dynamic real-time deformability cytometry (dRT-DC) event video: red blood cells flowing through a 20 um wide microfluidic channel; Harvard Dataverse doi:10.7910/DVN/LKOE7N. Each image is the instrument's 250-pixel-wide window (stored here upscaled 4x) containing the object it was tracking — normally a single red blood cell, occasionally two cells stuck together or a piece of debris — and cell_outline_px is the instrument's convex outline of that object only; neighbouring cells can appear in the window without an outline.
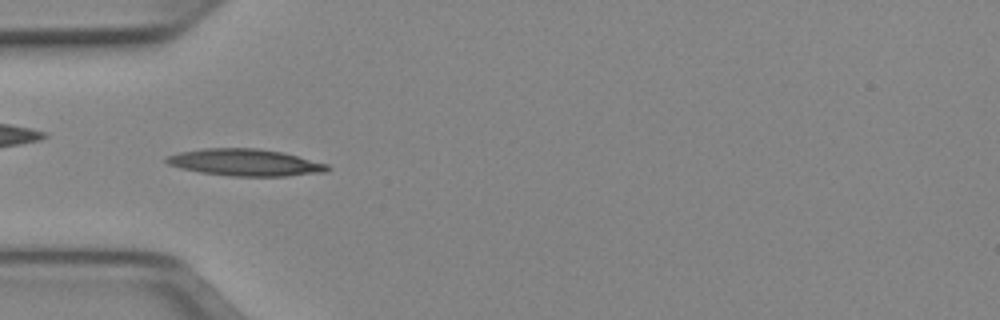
{"species": "Egyptian fruit bat (a non-hibernating species)", "species_latin": "Rousettus aegyptiacus", "temperature_condition": "cold", "stored_images_in_passage": 50, "camera_frame_rate_fps": 3000, "um_per_image_px": 0.085, "animal": {"sex": "female"}, "frame": {"image": 1, "passage_image": 15, "time_ms": 4.667, "image_size_px": [1000, 320], "cell_outline_px": [[332, 168], [324, 172], [288, 176], [232, 176], [200, 172], [180, 168], [168, 164], [164, 160], [168, 156], [180, 152], [204, 148], [256, 148], [284, 152], [328, 164]], "centroid_in_image_um": [20.87, 13.81], "position_along_channel_um": 64.1, "area_um2": 25.26}}
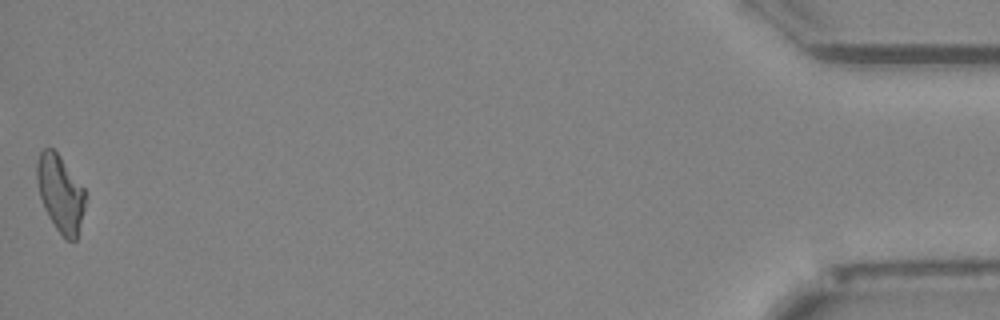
{"frame": {"image": 2, "passage_image": 50, "time_ms": 16.333, "image_size_px": [1000, 320], "cell_outline_px": [[84, 208], [76, 240], [64, 240], [48, 216], [44, 208], [40, 196], [36, 180], [36, 164], [40, 152], [44, 148], [52, 148], [60, 156], [84, 188]], "centroid_in_image_um": [5.1, 16.44], "position_along_channel_um": 430.1, "area_um2": 21.44}, "authors_computed_cell_mechanics": {"area_um2": 22.3975, "velocity_mm_per_s": 3.9754, "shape_relaxation_time_tau1_ms": 7.7862, "shape_relaxation_time_tau2_ms": 5.0, "deformation_change_tau1": 0.2101, "deformation_change_tau2": 0.1619}}